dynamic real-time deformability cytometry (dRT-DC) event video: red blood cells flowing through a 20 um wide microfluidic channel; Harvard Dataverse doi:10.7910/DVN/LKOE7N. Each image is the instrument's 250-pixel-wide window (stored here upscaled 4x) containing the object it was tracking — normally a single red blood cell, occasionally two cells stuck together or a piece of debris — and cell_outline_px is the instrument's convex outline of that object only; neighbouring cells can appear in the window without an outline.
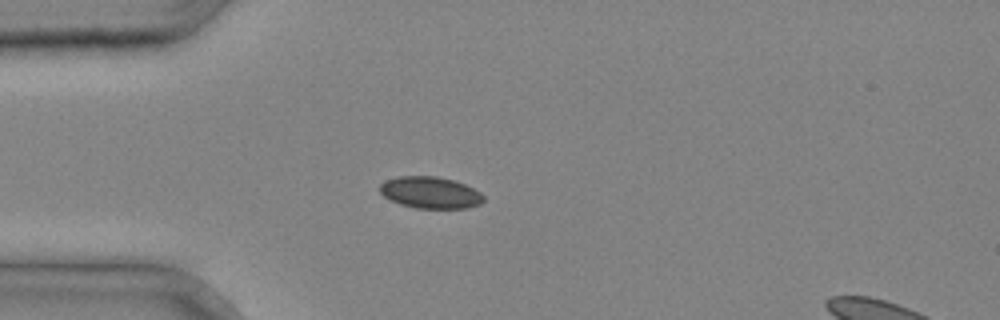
{"species": "common noctule bat (a hibernating species)", "species_latin": "Nyctalus noctula", "temperature_condition": "cold", "stored_images_in_passage": 28, "camera_frame_rate_fps": 3000, "um_per_image_px": 0.085, "animal": {"sex": "male", "body_mass_g": 20.4}, "frame": {"image": 1, "passage_image": 1, "time_ms": 0.0, "image_size_px": [1000, 320], "cell_outline_px": [[484, 200], [480, 204], [468, 208], [416, 208], [400, 204], [384, 196], [380, 192], [380, 184], [384, 180], [400, 176], [436, 176], [452, 180], [464, 184], [480, 192], [484, 196]], "centroid_in_image_um": [36.57, 16.37], "position_along_channel_um": 48.4, "area_um2": 19.07}}
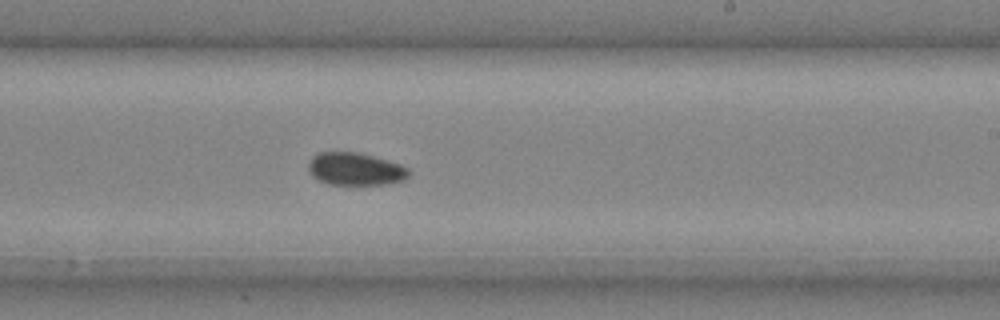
{"frame": {"image": 2, "passage_image": 14, "time_ms": 4.333, "image_size_px": [1000, 320], "cell_outline_px": [[408, 176], [404, 180], [384, 184], [328, 184], [312, 176], [308, 168], [308, 164], [312, 156], [320, 152], [360, 152], [400, 164], [408, 168]], "centroid_in_image_um": [30.18, 14.35], "position_along_channel_um": 258.8, "area_um2": 18.96}}
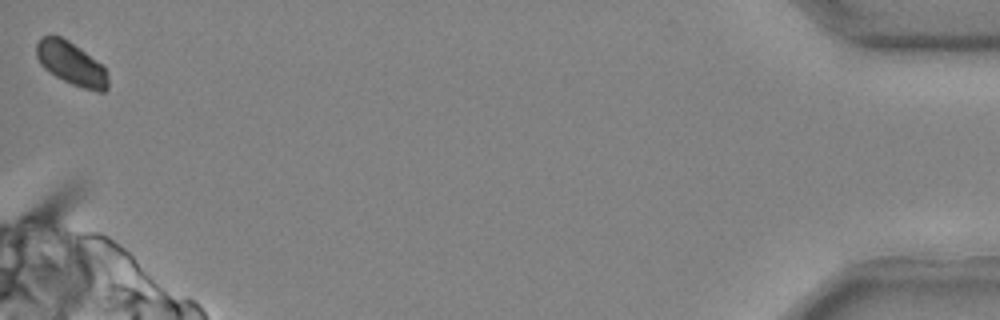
{"frame": {"image": 3, "passage_image": 28, "time_ms": 9.0, "image_size_px": [1000, 320], "cell_outline_px": [[108, 88], [104, 92], [96, 92], [72, 84], [48, 72], [40, 64], [36, 56], [36, 44], [40, 36], [60, 36], [68, 40], [104, 64], [108, 72]], "centroid_in_image_um": [6.09, 5.4], "position_along_channel_um": 429.1, "area_um2": 18.32}}